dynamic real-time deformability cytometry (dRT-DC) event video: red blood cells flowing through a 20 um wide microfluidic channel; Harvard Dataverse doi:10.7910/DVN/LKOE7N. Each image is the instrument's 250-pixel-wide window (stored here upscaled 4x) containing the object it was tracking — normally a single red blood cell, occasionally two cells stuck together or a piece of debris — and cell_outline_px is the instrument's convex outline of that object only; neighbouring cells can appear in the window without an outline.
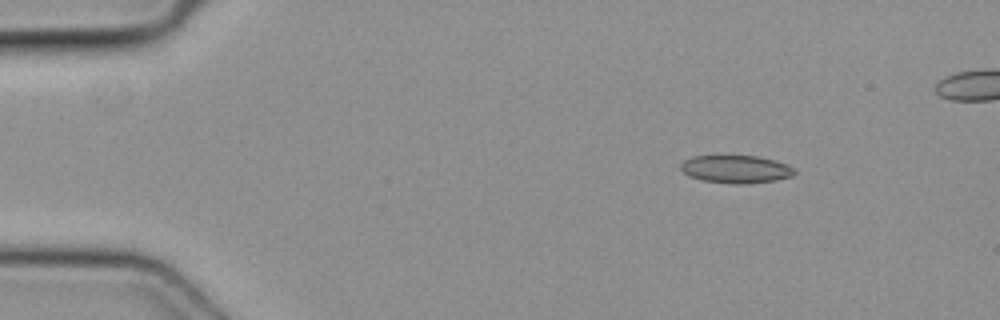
{"species": "common noctule bat (a hibernating species)", "species_latin": "Nyctalus noctula", "temperature_condition": "cold", "stored_images_in_passage": 46, "camera_frame_rate_fps": 3000, "um_per_image_px": 0.085, "animal": {"sex": "female", "body_mass_g": 19.3, "forearm_length_mm": 54.1}, "frame": {"image": 1, "passage_image": 6, "time_ms": 1.667, "image_size_px": [1000, 320], "cell_outline_px": [[796, 172], [792, 176], [776, 180], [740, 184], [732, 184], [704, 180], [688, 176], [680, 168], [680, 164], [684, 160], [692, 156], [756, 156], [776, 160], [788, 164]], "centroid_in_image_um": [62.55, 14.37], "position_along_channel_um": 22.5, "area_um2": 18.38}}
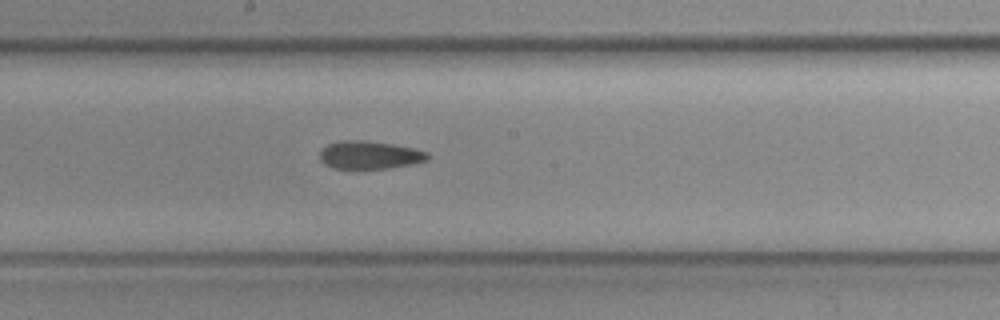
{"frame": {"image": 2, "passage_image": 26, "time_ms": 8.333, "image_size_px": [1000, 320], "cell_outline_px": [[428, 160], [388, 168], [332, 168], [320, 160], [320, 152], [328, 144], [340, 140], [364, 140], [392, 144], [412, 148], [428, 152]], "centroid_in_image_um": [31.39, 13.16], "position_along_channel_um": 216.8, "area_um2": 17.28}}
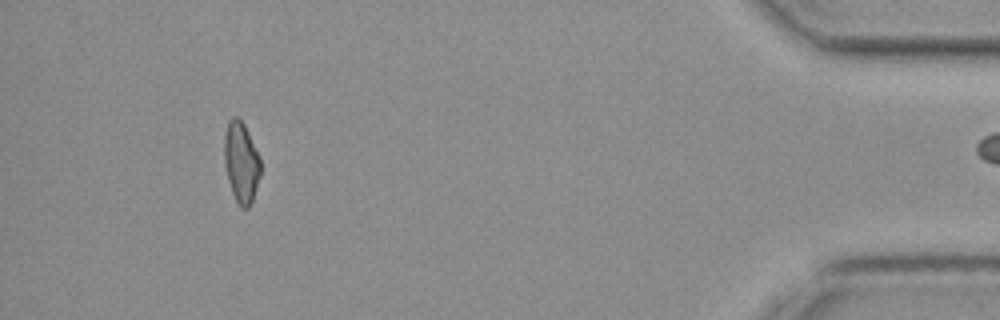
{"frame": {"image": 3, "passage_image": 45, "time_ms": 14.667, "image_size_px": [1000, 320], "cell_outline_px": [[260, 172], [252, 200], [248, 208], [240, 208], [232, 192], [228, 180], [224, 160], [224, 136], [228, 120], [232, 116], [236, 116], [244, 124], [260, 156]], "centroid_in_image_um": [20.48, 13.76], "position_along_channel_um": 414.7, "area_um2": 16.94}}